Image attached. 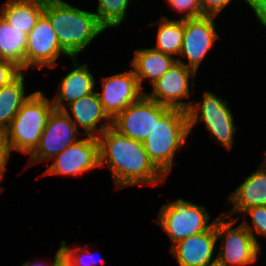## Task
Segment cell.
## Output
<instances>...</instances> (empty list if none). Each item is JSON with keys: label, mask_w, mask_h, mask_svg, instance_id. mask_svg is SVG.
I'll return each mask as SVG.
<instances>
[{"label": "cell", "mask_w": 266, "mask_h": 266, "mask_svg": "<svg viewBox=\"0 0 266 266\" xmlns=\"http://www.w3.org/2000/svg\"><path fill=\"white\" fill-rule=\"evenodd\" d=\"M100 167L106 165L115 188L160 184L166 176L150 160L142 142L120 134L112 126L99 137Z\"/></svg>", "instance_id": "cell-1"}, {"label": "cell", "mask_w": 266, "mask_h": 266, "mask_svg": "<svg viewBox=\"0 0 266 266\" xmlns=\"http://www.w3.org/2000/svg\"><path fill=\"white\" fill-rule=\"evenodd\" d=\"M44 14L56 31L60 47L74 58L106 30L95 13L84 11L63 0H45Z\"/></svg>", "instance_id": "cell-2"}, {"label": "cell", "mask_w": 266, "mask_h": 266, "mask_svg": "<svg viewBox=\"0 0 266 266\" xmlns=\"http://www.w3.org/2000/svg\"><path fill=\"white\" fill-rule=\"evenodd\" d=\"M188 112L170 108L142 142L154 165L167 177L172 170L174 155L189 135Z\"/></svg>", "instance_id": "cell-3"}, {"label": "cell", "mask_w": 266, "mask_h": 266, "mask_svg": "<svg viewBox=\"0 0 266 266\" xmlns=\"http://www.w3.org/2000/svg\"><path fill=\"white\" fill-rule=\"evenodd\" d=\"M55 109L42 91H35L24 102L5 130L9 151L31 154L38 146L48 118Z\"/></svg>", "instance_id": "cell-4"}, {"label": "cell", "mask_w": 266, "mask_h": 266, "mask_svg": "<svg viewBox=\"0 0 266 266\" xmlns=\"http://www.w3.org/2000/svg\"><path fill=\"white\" fill-rule=\"evenodd\" d=\"M227 216L223 214L216 218L217 242L220 241V250L216 256L217 266H248L257 261L260 247L252 234L240 224L233 228L239 220L227 221Z\"/></svg>", "instance_id": "cell-5"}, {"label": "cell", "mask_w": 266, "mask_h": 266, "mask_svg": "<svg viewBox=\"0 0 266 266\" xmlns=\"http://www.w3.org/2000/svg\"><path fill=\"white\" fill-rule=\"evenodd\" d=\"M157 217V225L166 232L173 242L172 246L180 240L207 231L215 223L214 220L208 224L210 215L204 205H196L181 198L164 204Z\"/></svg>", "instance_id": "cell-6"}, {"label": "cell", "mask_w": 266, "mask_h": 266, "mask_svg": "<svg viewBox=\"0 0 266 266\" xmlns=\"http://www.w3.org/2000/svg\"><path fill=\"white\" fill-rule=\"evenodd\" d=\"M202 98L201 103L193 101L187 111L189 131H192L198 121L204 122L215 143L230 150L234 144V132L238 128L234 124V115L227 105L228 101H224L211 91L204 92Z\"/></svg>", "instance_id": "cell-7"}, {"label": "cell", "mask_w": 266, "mask_h": 266, "mask_svg": "<svg viewBox=\"0 0 266 266\" xmlns=\"http://www.w3.org/2000/svg\"><path fill=\"white\" fill-rule=\"evenodd\" d=\"M170 109L149 99L145 94L127 106L114 119L112 127L128 138L143 142L155 127L156 122Z\"/></svg>", "instance_id": "cell-8"}, {"label": "cell", "mask_w": 266, "mask_h": 266, "mask_svg": "<svg viewBox=\"0 0 266 266\" xmlns=\"http://www.w3.org/2000/svg\"><path fill=\"white\" fill-rule=\"evenodd\" d=\"M80 130L62 110L54 109L50 114L38 146L30 154L29 164L53 159L65 148L78 141Z\"/></svg>", "instance_id": "cell-9"}, {"label": "cell", "mask_w": 266, "mask_h": 266, "mask_svg": "<svg viewBox=\"0 0 266 266\" xmlns=\"http://www.w3.org/2000/svg\"><path fill=\"white\" fill-rule=\"evenodd\" d=\"M60 55L69 56L61 47L56 31L49 18L43 13L36 25L27 34L25 70L55 67Z\"/></svg>", "instance_id": "cell-10"}, {"label": "cell", "mask_w": 266, "mask_h": 266, "mask_svg": "<svg viewBox=\"0 0 266 266\" xmlns=\"http://www.w3.org/2000/svg\"><path fill=\"white\" fill-rule=\"evenodd\" d=\"M215 16H201L184 20V36L179 56L186 57L188 63L177 58V62L197 73L202 60L207 56L214 42L220 38L214 24Z\"/></svg>", "instance_id": "cell-11"}, {"label": "cell", "mask_w": 266, "mask_h": 266, "mask_svg": "<svg viewBox=\"0 0 266 266\" xmlns=\"http://www.w3.org/2000/svg\"><path fill=\"white\" fill-rule=\"evenodd\" d=\"M55 158V159H54ZM44 175L77 176L100 167L99 142L97 137L86 136L56 155Z\"/></svg>", "instance_id": "cell-12"}, {"label": "cell", "mask_w": 266, "mask_h": 266, "mask_svg": "<svg viewBox=\"0 0 266 266\" xmlns=\"http://www.w3.org/2000/svg\"><path fill=\"white\" fill-rule=\"evenodd\" d=\"M196 74L194 70L176 62L152 84V93L145 92V95L159 104L188 111L193 101L180 100L190 98L189 78H195Z\"/></svg>", "instance_id": "cell-13"}, {"label": "cell", "mask_w": 266, "mask_h": 266, "mask_svg": "<svg viewBox=\"0 0 266 266\" xmlns=\"http://www.w3.org/2000/svg\"><path fill=\"white\" fill-rule=\"evenodd\" d=\"M97 94L105 112L114 119L127 106L137 102L145 92L140 88L132 69L102 78V92Z\"/></svg>", "instance_id": "cell-14"}, {"label": "cell", "mask_w": 266, "mask_h": 266, "mask_svg": "<svg viewBox=\"0 0 266 266\" xmlns=\"http://www.w3.org/2000/svg\"><path fill=\"white\" fill-rule=\"evenodd\" d=\"M217 243L215 223L202 233L180 240L170 248L179 266H214L217 258L214 249Z\"/></svg>", "instance_id": "cell-15"}, {"label": "cell", "mask_w": 266, "mask_h": 266, "mask_svg": "<svg viewBox=\"0 0 266 266\" xmlns=\"http://www.w3.org/2000/svg\"><path fill=\"white\" fill-rule=\"evenodd\" d=\"M67 107L70 110L65 108L62 111L66 113L77 128L80 126L84 129L86 136L98 138L107 128L112 126V119L103 109L97 92L81 97L68 104ZM104 119L106 123L100 124L98 128V122Z\"/></svg>", "instance_id": "cell-16"}, {"label": "cell", "mask_w": 266, "mask_h": 266, "mask_svg": "<svg viewBox=\"0 0 266 266\" xmlns=\"http://www.w3.org/2000/svg\"><path fill=\"white\" fill-rule=\"evenodd\" d=\"M228 200L233 205L224 215L243 213L254 206H266V162L259 165L258 169L244 179ZM229 215V216H228Z\"/></svg>", "instance_id": "cell-17"}, {"label": "cell", "mask_w": 266, "mask_h": 266, "mask_svg": "<svg viewBox=\"0 0 266 266\" xmlns=\"http://www.w3.org/2000/svg\"><path fill=\"white\" fill-rule=\"evenodd\" d=\"M76 60V57L72 58L74 69L62 79L59 93L52 100L57 110H63L68 104L94 92L96 81L88 64L79 65Z\"/></svg>", "instance_id": "cell-18"}, {"label": "cell", "mask_w": 266, "mask_h": 266, "mask_svg": "<svg viewBox=\"0 0 266 266\" xmlns=\"http://www.w3.org/2000/svg\"><path fill=\"white\" fill-rule=\"evenodd\" d=\"M177 58L152 48L137 49L131 66L140 88L144 90V86H142L144 79H149V83L152 85L177 62Z\"/></svg>", "instance_id": "cell-19"}, {"label": "cell", "mask_w": 266, "mask_h": 266, "mask_svg": "<svg viewBox=\"0 0 266 266\" xmlns=\"http://www.w3.org/2000/svg\"><path fill=\"white\" fill-rule=\"evenodd\" d=\"M45 0H8L2 5L0 15L26 35L44 13Z\"/></svg>", "instance_id": "cell-20"}, {"label": "cell", "mask_w": 266, "mask_h": 266, "mask_svg": "<svg viewBox=\"0 0 266 266\" xmlns=\"http://www.w3.org/2000/svg\"><path fill=\"white\" fill-rule=\"evenodd\" d=\"M26 43L27 35L0 15V59L12 62L24 71Z\"/></svg>", "instance_id": "cell-21"}, {"label": "cell", "mask_w": 266, "mask_h": 266, "mask_svg": "<svg viewBox=\"0 0 266 266\" xmlns=\"http://www.w3.org/2000/svg\"><path fill=\"white\" fill-rule=\"evenodd\" d=\"M22 71L8 85L0 88V130L5 131L11 124L12 120L30 97L25 95L24 75Z\"/></svg>", "instance_id": "cell-22"}, {"label": "cell", "mask_w": 266, "mask_h": 266, "mask_svg": "<svg viewBox=\"0 0 266 266\" xmlns=\"http://www.w3.org/2000/svg\"><path fill=\"white\" fill-rule=\"evenodd\" d=\"M158 23L156 47L154 50L163 52L169 56L179 55L184 36V20H171L163 16Z\"/></svg>", "instance_id": "cell-23"}, {"label": "cell", "mask_w": 266, "mask_h": 266, "mask_svg": "<svg viewBox=\"0 0 266 266\" xmlns=\"http://www.w3.org/2000/svg\"><path fill=\"white\" fill-rule=\"evenodd\" d=\"M131 0H98L95 15L105 28L120 26L125 20L126 11Z\"/></svg>", "instance_id": "cell-24"}, {"label": "cell", "mask_w": 266, "mask_h": 266, "mask_svg": "<svg viewBox=\"0 0 266 266\" xmlns=\"http://www.w3.org/2000/svg\"><path fill=\"white\" fill-rule=\"evenodd\" d=\"M60 247L62 255L67 262V266H96V258H94L95 255L88 250L87 247H74L71 249L66 246L65 240L61 241ZM85 257H87L88 260L87 258L85 259Z\"/></svg>", "instance_id": "cell-25"}, {"label": "cell", "mask_w": 266, "mask_h": 266, "mask_svg": "<svg viewBox=\"0 0 266 266\" xmlns=\"http://www.w3.org/2000/svg\"><path fill=\"white\" fill-rule=\"evenodd\" d=\"M243 214L250 215L254 227L249 225L248 221H243V226L252 234L253 238L260 246L257 238L255 237V233L262 234L266 237V206H254L246 209Z\"/></svg>", "instance_id": "cell-26"}, {"label": "cell", "mask_w": 266, "mask_h": 266, "mask_svg": "<svg viewBox=\"0 0 266 266\" xmlns=\"http://www.w3.org/2000/svg\"><path fill=\"white\" fill-rule=\"evenodd\" d=\"M167 4L181 14L180 20L193 19L204 16L200 6V0H166Z\"/></svg>", "instance_id": "cell-27"}, {"label": "cell", "mask_w": 266, "mask_h": 266, "mask_svg": "<svg viewBox=\"0 0 266 266\" xmlns=\"http://www.w3.org/2000/svg\"><path fill=\"white\" fill-rule=\"evenodd\" d=\"M21 72V69L14 63L0 59V88L8 85Z\"/></svg>", "instance_id": "cell-28"}, {"label": "cell", "mask_w": 266, "mask_h": 266, "mask_svg": "<svg viewBox=\"0 0 266 266\" xmlns=\"http://www.w3.org/2000/svg\"><path fill=\"white\" fill-rule=\"evenodd\" d=\"M232 0H200L203 15H218ZM247 2V0H244Z\"/></svg>", "instance_id": "cell-29"}, {"label": "cell", "mask_w": 266, "mask_h": 266, "mask_svg": "<svg viewBox=\"0 0 266 266\" xmlns=\"http://www.w3.org/2000/svg\"><path fill=\"white\" fill-rule=\"evenodd\" d=\"M10 154L5 131L0 130V181L4 178V170L11 157Z\"/></svg>", "instance_id": "cell-30"}, {"label": "cell", "mask_w": 266, "mask_h": 266, "mask_svg": "<svg viewBox=\"0 0 266 266\" xmlns=\"http://www.w3.org/2000/svg\"><path fill=\"white\" fill-rule=\"evenodd\" d=\"M246 3L254 10L258 21L266 27V0H247Z\"/></svg>", "instance_id": "cell-31"}, {"label": "cell", "mask_w": 266, "mask_h": 266, "mask_svg": "<svg viewBox=\"0 0 266 266\" xmlns=\"http://www.w3.org/2000/svg\"><path fill=\"white\" fill-rule=\"evenodd\" d=\"M50 264L45 263L44 265L42 263L38 264V263H34V262L31 263L29 261H26L21 266H67V262L64 256L62 255L61 247L59 248L58 252L54 255L53 263H50Z\"/></svg>", "instance_id": "cell-32"}]
</instances>
